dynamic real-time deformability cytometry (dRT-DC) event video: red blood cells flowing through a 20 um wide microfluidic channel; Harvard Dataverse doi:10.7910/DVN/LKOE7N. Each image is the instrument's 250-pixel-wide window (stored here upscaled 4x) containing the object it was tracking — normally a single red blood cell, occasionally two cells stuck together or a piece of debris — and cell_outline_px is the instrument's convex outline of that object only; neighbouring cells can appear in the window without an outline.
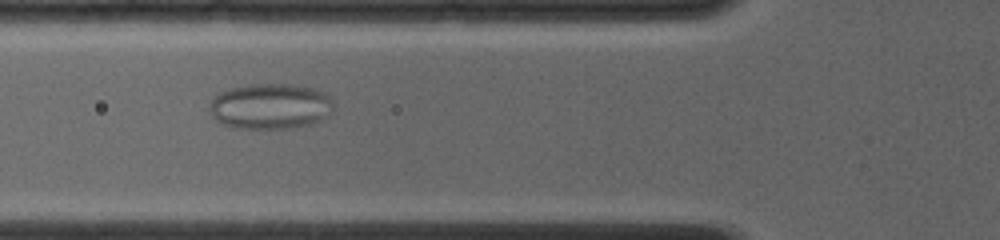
{"species": "common noctule bat (a hibernating species)", "species_latin": "Nyctalus noctula", "temperature_condition": "room temperature", "stored_images_in_passage": 39, "camera_frame_rate_fps": 4000, "um_per_image_px": 0.085, "animal": {"sex": "female", "body_mass_g": 19.0, "forearm_length_mm": 56.7}, "frame": {"image": 1, "passage_image": 29, "time_ms": 5.75, "image_size_px": [1000, 240], "cell_outline_px": [[332, 108], [328, 116], [312, 124], [288, 128], [240, 128], [224, 124], [216, 120], [212, 116], [208, 108], [212, 100], [220, 92], [232, 88], [252, 84], [292, 84], [312, 88], [324, 92], [332, 100]], "centroid_in_image_um": [22.98, 9.03], "position_along_channel_um": 102.8, "area_um2": 32.77}}